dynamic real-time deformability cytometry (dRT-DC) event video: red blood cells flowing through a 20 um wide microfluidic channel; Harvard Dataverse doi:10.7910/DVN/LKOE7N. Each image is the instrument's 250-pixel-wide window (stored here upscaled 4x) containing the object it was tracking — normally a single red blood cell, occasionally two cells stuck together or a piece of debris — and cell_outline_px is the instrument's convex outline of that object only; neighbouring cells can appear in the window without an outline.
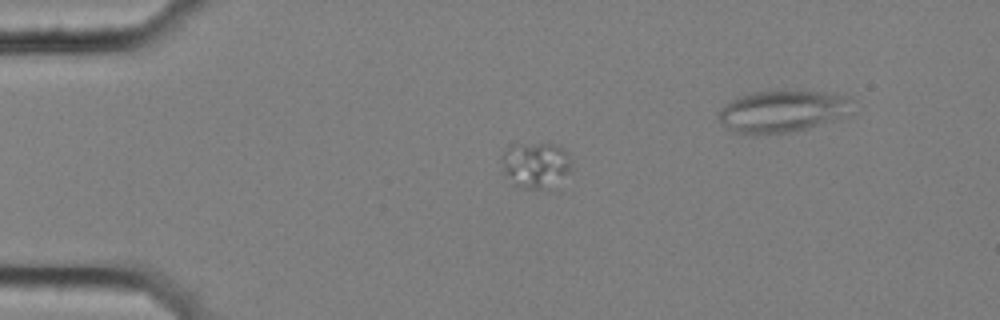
{"species": "common noctule bat (a hibernating species)", "species_latin": "Nyctalus noctula", "temperature_condition": "cold", "stored_images_in_passage": 47, "camera_frame_rate_fps": 3000, "um_per_image_px": 0.085, "animal": {"sex": "female", "body_mass_g": 25.1}, "frame": {"image": 1, "passage_image": 3, "time_ms": 0.667, "image_size_px": [1000, 320], "cell_outline_px": [[568, 172], [540, 188], [516, 188], [512, 184], [504, 172], [500, 160], [504, 152], [512, 144], [556, 144], [564, 148], [568, 152]], "centroid_in_image_um": [45.42, 13.97], "position_along_channel_um": 39.6, "area_um2": 17.86}}
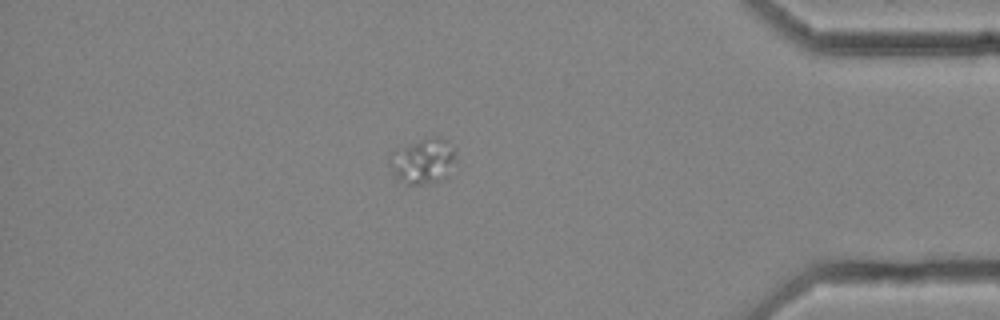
{"frame": {"image": 2, "passage_image": 39, "time_ms": 12.667, "image_size_px": [1000, 320], "cell_outline_px": [[456, 156], [444, 180], [424, 184], [408, 184], [396, 180], [388, 164], [388, 156], [396, 148], [432, 136], [440, 136], [456, 148]], "centroid_in_image_um": [35.92, 13.68], "position_along_channel_um": 399.3, "area_um2": 17.86}}